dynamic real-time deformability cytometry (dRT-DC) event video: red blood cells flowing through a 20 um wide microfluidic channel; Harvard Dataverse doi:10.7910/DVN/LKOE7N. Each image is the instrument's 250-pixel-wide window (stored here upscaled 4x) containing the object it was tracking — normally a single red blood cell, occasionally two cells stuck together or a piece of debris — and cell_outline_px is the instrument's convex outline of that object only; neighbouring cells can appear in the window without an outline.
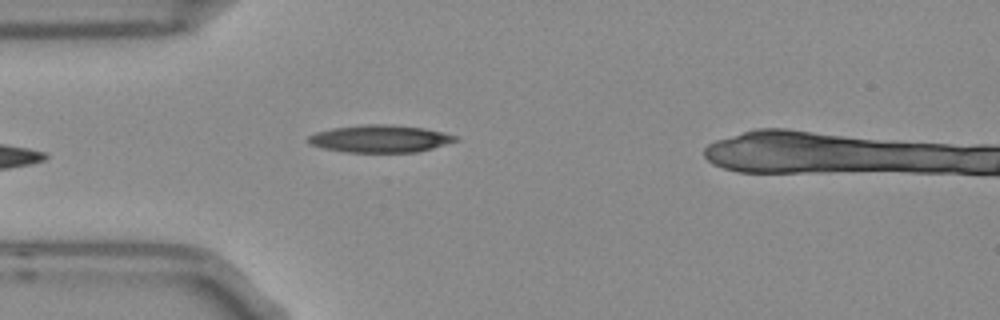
{"species": "Egyptian fruit bat (a non-hibernating species)", "species_latin": "Rousettus aegyptiacus", "temperature_condition": "room temperature", "stored_images_in_passage": 5, "camera_frame_rate_fps": 3000, "um_per_image_px": 0.085, "frame": {"image": 1, "passage_image": 5, "time_ms": 1.333, "image_size_px": [1000, 320], "cell_outline_px": [[460, 140], [432, 148], [416, 152], [344, 152], [324, 148], [308, 144], [308, 136], [316, 132], [332, 128], [368, 124], [384, 124], [424, 128], [444, 132], [456, 136]], "centroid_in_image_um": [32.3, 11.79], "position_along_channel_um": 52.7, "area_um2": 23.41}}